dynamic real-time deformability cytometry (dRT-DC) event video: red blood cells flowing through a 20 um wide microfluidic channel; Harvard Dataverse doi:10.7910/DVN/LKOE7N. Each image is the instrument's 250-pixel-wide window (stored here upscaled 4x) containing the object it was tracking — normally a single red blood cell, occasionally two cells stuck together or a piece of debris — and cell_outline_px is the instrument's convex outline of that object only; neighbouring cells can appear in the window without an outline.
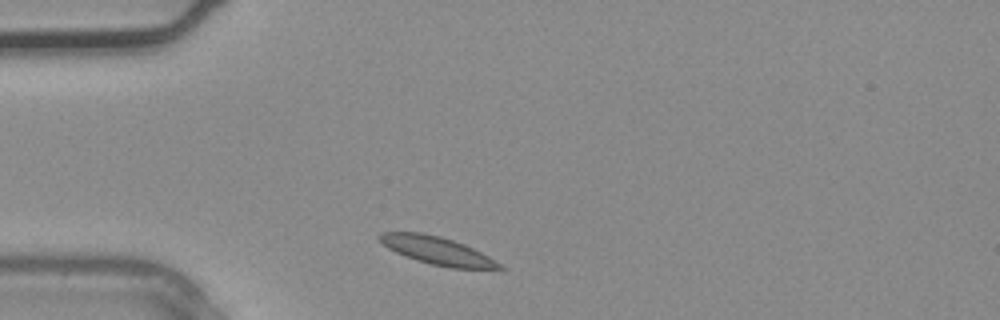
{"species": "common noctule bat (a hibernating species)", "species_latin": "Nyctalus noctula", "temperature_condition": "warm", "stored_images_in_passage": 1, "camera_frame_rate_fps": 3000, "um_per_image_px": 0.085, "animal": {"sex": "male", "body_mass_g": 20.4}, "frame": {"image": 1, "passage_image": 1, "time_ms": 0.0, "image_size_px": [1000, 320], "cell_outline_px": [[508, 268], [448, 268], [416, 260], [396, 252], [388, 248], [376, 236], [380, 232], [420, 232], [440, 236], [464, 244], [488, 256]], "centroid_in_image_um": [37.13, 21.29], "position_along_channel_um": 47.9, "area_um2": 19.19}}